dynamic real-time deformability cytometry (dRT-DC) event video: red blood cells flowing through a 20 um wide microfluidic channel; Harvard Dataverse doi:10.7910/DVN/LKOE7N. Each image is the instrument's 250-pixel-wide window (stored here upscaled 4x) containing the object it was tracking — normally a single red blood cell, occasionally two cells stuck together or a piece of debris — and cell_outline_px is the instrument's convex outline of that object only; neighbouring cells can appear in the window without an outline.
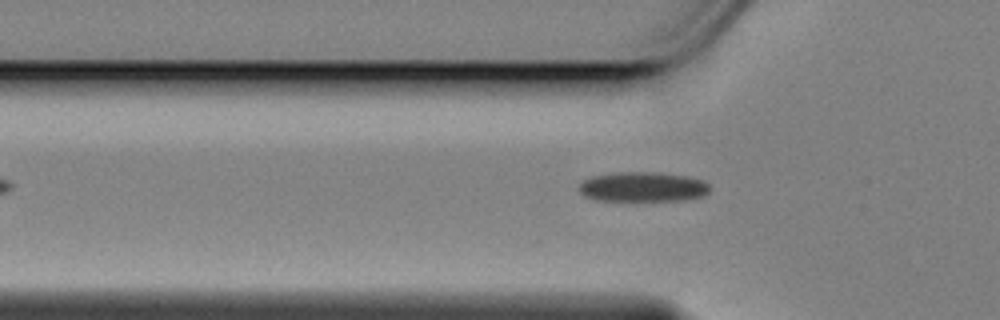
{"species": "Egyptian fruit bat (a non-hibernating species)", "species_latin": "Rousettus aegyptiacus", "temperature_condition": "cold", "stored_images_in_passage": 35, "camera_frame_rate_fps": 3000, "um_per_image_px": 0.085, "animal": {"sex": "female"}, "frame": {"image": 1, "passage_image": 3, "time_ms": 0.667, "image_size_px": [1000, 320], "cell_outline_px": [[708, 192], [704, 196], [684, 200], [596, 200], [584, 196], [580, 192], [580, 184], [584, 180], [592, 176], [616, 172], [660, 172], [688, 176], [704, 180], [708, 184]], "centroid_in_image_um": [54.66, 15.87], "position_along_channel_um": 71.1, "area_um2": 22.72}}
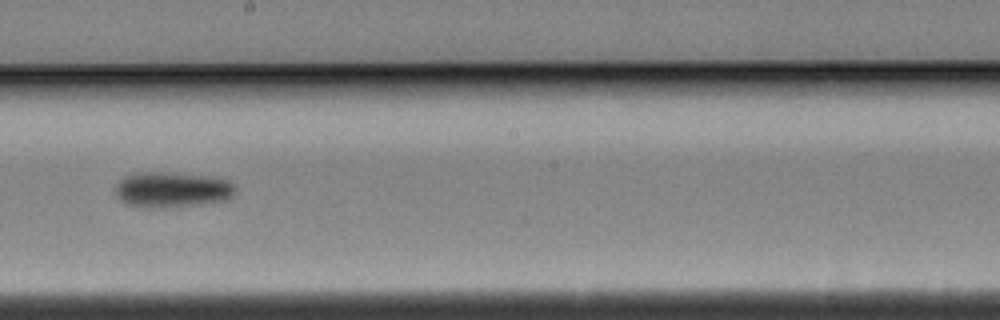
{"frame": {"image": 2, "passage_image": 17, "time_ms": 5.333, "image_size_px": [1000, 320], "cell_outline_px": [[236, 192], [228, 200], [204, 204], [160, 208], [144, 208], [124, 204], [116, 196], [116, 184], [124, 176], [136, 172], [156, 172], [208, 176], [228, 180], [236, 188]], "centroid_in_image_um": [14.61, 16.14], "position_along_channel_um": 233.6, "area_um2": 25.14}}
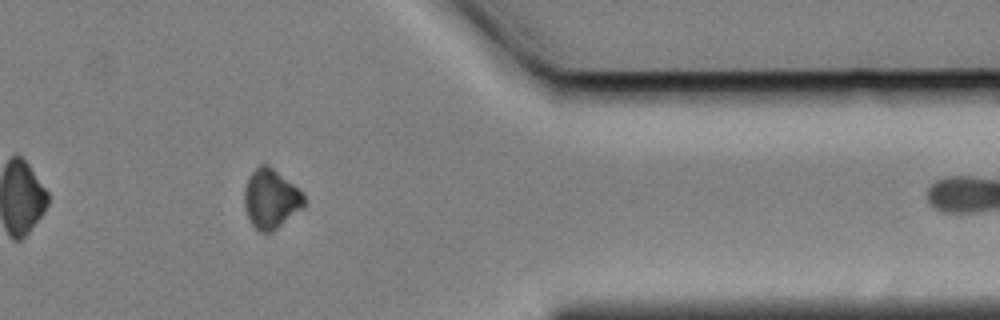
{"frame": {"image": 3, "passage_image": 32, "time_ms": 10.333, "image_size_px": [1000, 320], "cell_outline_px": [[304, 208], [272, 232], [260, 232], [252, 224], [248, 216], [244, 204], [244, 188], [248, 176], [260, 164], [268, 164], [292, 184], [304, 196]], "centroid_in_image_um": [23.0, 16.91], "position_along_channel_um": 388.4, "area_um2": 20.46}}